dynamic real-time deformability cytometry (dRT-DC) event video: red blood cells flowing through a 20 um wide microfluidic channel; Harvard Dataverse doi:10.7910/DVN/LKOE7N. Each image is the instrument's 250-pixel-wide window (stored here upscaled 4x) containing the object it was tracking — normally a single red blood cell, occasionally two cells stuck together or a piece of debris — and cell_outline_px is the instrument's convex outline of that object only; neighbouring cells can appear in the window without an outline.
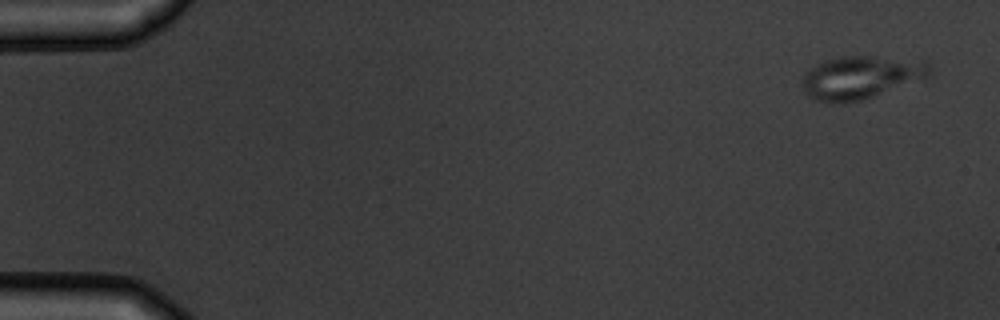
{"species": "common noctule bat (a hibernating species)", "species_latin": "Nyctalus noctula", "temperature_condition": "warm", "stored_images_in_passage": 5, "camera_frame_rate_fps": 3000, "um_per_image_px": 0.085, "animal": {"sex": "male", "body_mass_g": 19.5, "forearm_length_mm": 54.6}, "frame": {"image": 1, "passage_image": 1, "time_ms": 0.0, "image_size_px": [1000, 320], "cell_outline_px": [[932, 72], [928, 76], [864, 100], [844, 104], [832, 104], [816, 100], [804, 92], [800, 80], [804, 72], [824, 60], [840, 56], [872, 56], [928, 60], [932, 64]], "centroid_in_image_um": [73.16, 6.57], "position_along_channel_um": 11.8, "area_um2": 32.54}}